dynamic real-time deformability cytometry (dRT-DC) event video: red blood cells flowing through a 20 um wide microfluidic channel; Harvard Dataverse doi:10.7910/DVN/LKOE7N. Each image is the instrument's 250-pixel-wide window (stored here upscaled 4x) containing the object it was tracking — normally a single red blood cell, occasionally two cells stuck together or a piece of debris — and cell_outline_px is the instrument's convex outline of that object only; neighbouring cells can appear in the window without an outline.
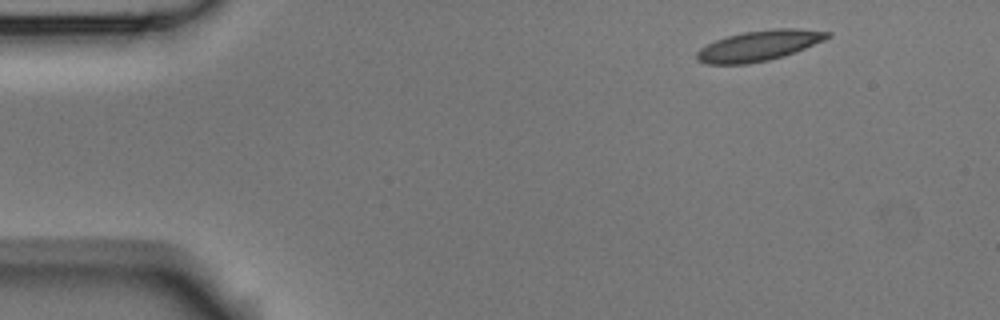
{"species": "Egyptian fruit bat (a non-hibernating species)", "species_latin": "Rousettus aegyptiacus", "temperature_condition": "room temperature", "stored_images_in_passage": 48, "camera_frame_rate_fps": 3000, "um_per_image_px": 0.085, "animal": {"sex": "male"}, "frame": {"image": 1, "passage_image": 1, "time_ms": 0.0, "image_size_px": [1000, 320], "cell_outline_px": [[832, 36], [824, 40], [784, 56], [768, 60], [748, 64], [708, 64], [696, 60], [696, 52], [700, 48], [716, 40], [728, 36], [744, 32], [776, 28], [796, 28], [832, 32]], "centroid_in_image_um": [64.52, 3.88], "position_along_channel_um": 20.5, "area_um2": 23.06}}
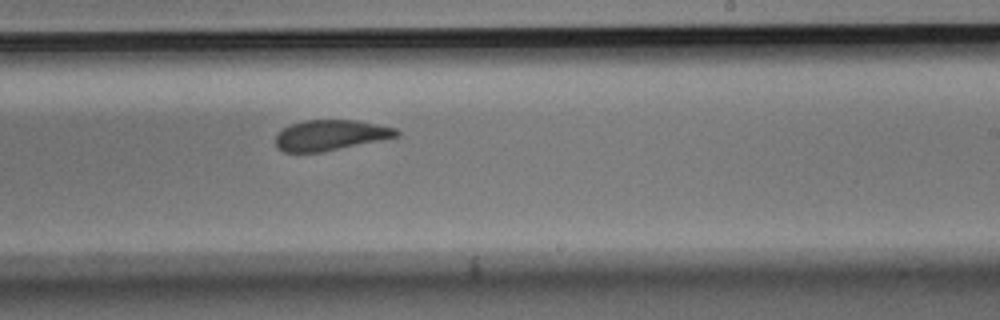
{"frame": {"image": 2, "passage_image": 27, "time_ms": 8.667, "image_size_px": [1000, 320], "cell_outline_px": [[400, 136], [320, 152], [284, 152], [276, 148], [276, 136], [284, 128], [292, 124], [304, 120], [356, 120], [396, 128], [400, 132]], "centroid_in_image_um": [28.09, 11.49], "position_along_channel_um": 260.9, "area_um2": 21.27}}
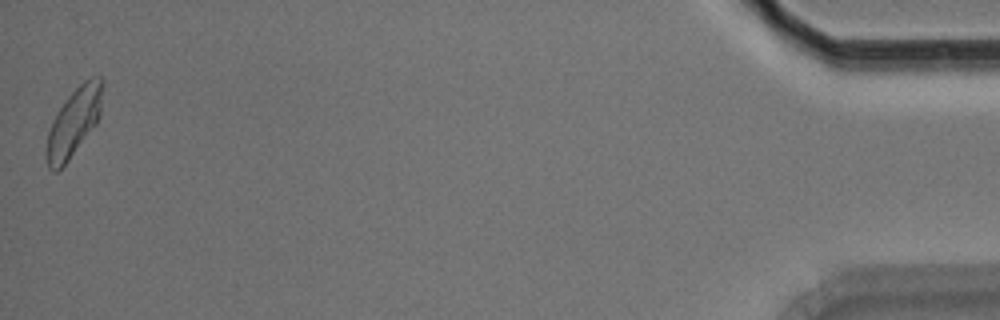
{"frame": {"image": 3, "passage_image": 48, "time_ms": 15.667, "image_size_px": [1000, 320], "cell_outline_px": [[104, 84], [100, 112], [96, 124], [68, 160], [56, 172], [52, 172], [48, 168], [44, 156], [48, 132], [52, 120], [68, 96], [84, 80], [92, 76], [104, 76]], "centroid_in_image_um": [6.27, 10.37], "position_along_channel_um": 428.9, "area_um2": 22.37}, "authors_computed_cell_mechanics": {"area_um2": 22.5998, "velocity_mm_per_s": 3.7368, "shape_relaxation_time_tau1_ms": 9.8813, "shape_relaxation_time_tau2_ms": 2.3026, "deformation_change_tau1": 0.2053, "deformation_change_tau2": 0.0648}}